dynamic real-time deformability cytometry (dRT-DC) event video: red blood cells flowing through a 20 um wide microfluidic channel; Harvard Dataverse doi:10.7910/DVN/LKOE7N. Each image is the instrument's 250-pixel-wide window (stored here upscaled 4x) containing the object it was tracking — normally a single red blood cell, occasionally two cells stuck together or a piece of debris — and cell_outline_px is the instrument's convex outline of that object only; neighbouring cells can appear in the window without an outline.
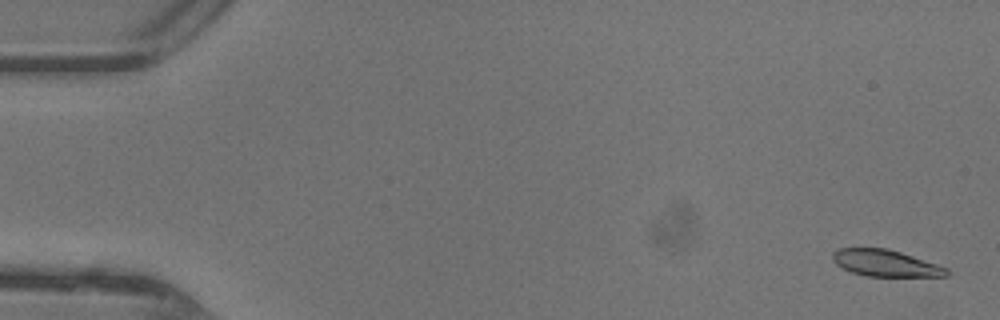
{"species": "common noctule bat (a hibernating species)", "species_latin": "Nyctalus noctula", "temperature_condition": "warm", "stored_images_in_passage": 19, "camera_frame_rate_fps": 3000, "um_per_image_px": 0.085, "animal": {"sex": "female"}, "frame": {"image": 1, "passage_image": 2, "time_ms": 0.333, "image_size_px": [1000, 320], "cell_outline_px": [[948, 276], [864, 276], [852, 272], [836, 264], [832, 260], [832, 252], [840, 248], [888, 248], [948, 268]], "centroid_in_image_um": [75.23, 22.36], "position_along_channel_um": 9.8, "area_um2": 17.51}}
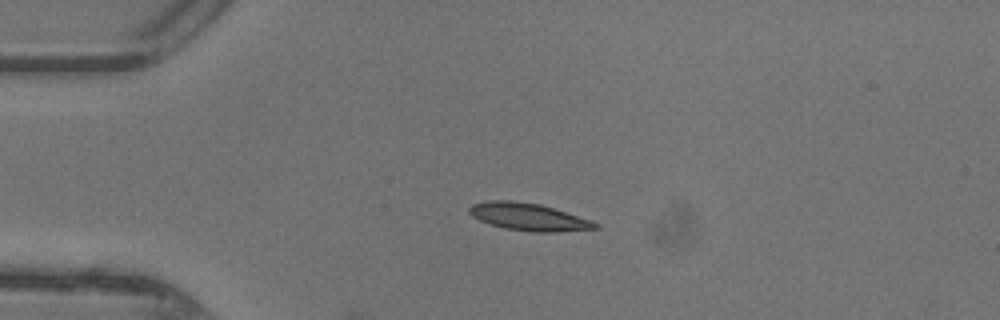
{"frame": {"image": 2, "passage_image": 12, "time_ms": 3.667, "image_size_px": [1000, 320], "cell_outline_px": [[600, 228], [556, 232], [532, 232], [504, 228], [480, 220], [472, 216], [468, 212], [468, 208], [472, 204], [488, 200], [512, 200], [540, 204], [592, 220], [600, 224]], "centroid_in_image_um": [44.94, 18.43], "position_along_channel_um": 40.1, "area_um2": 20.17}}
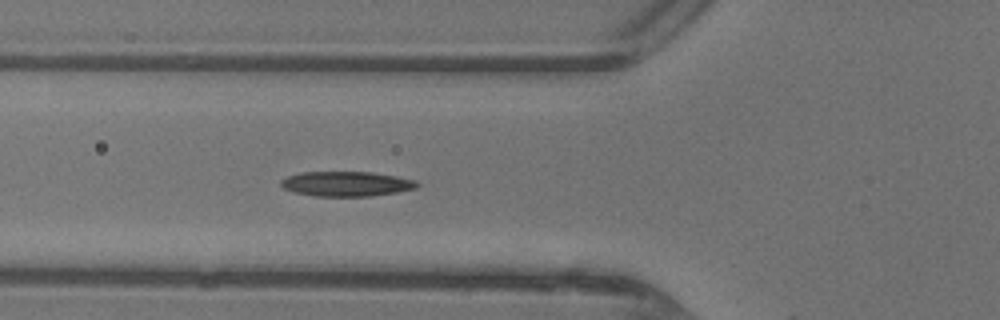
{"frame": {"image": 3, "passage_image": 18, "time_ms": 5.667, "image_size_px": [1000, 320], "cell_outline_px": [[420, 184], [416, 188], [396, 192], [372, 196], [316, 196], [292, 192], [284, 188], [280, 184], [280, 180], [288, 176], [300, 172], [372, 172], [396, 176], [416, 180]], "centroid_in_image_um": [29.44, 15.62], "position_along_channel_um": 96.4, "area_um2": 19.77}}